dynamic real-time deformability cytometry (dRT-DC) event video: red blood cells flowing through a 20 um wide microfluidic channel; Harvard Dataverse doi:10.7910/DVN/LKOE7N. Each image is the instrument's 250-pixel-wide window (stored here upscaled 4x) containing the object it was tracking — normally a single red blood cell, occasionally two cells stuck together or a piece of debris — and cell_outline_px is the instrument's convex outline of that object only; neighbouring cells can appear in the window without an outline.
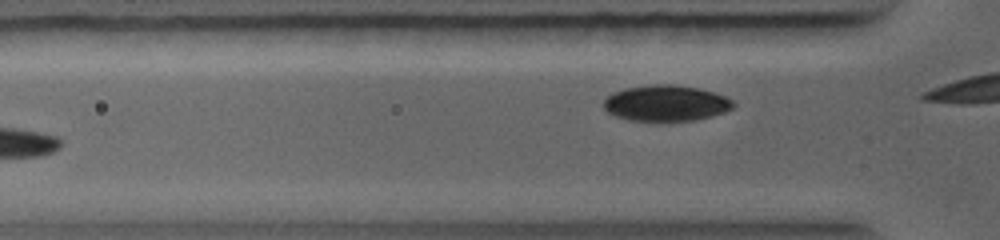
{"species": "common noctule bat (a hibernating species)", "species_latin": "Nyctalus noctula", "temperature_condition": "warm", "stored_images_in_passage": 3, "camera_frame_rate_fps": 5000, "um_per_image_px": 0.085, "animal": {"sex": "female", "body_mass_g": 19.0, "forearm_length_mm": 56.7}, "frame": {"image": 1, "passage_image": 2, "time_ms": 0.2, "image_size_px": [1000, 240], "cell_outline_px": [[736, 104], [732, 108], [724, 112], [712, 116], [692, 120], [628, 120], [616, 116], [608, 112], [604, 108], [604, 100], [612, 92], [624, 88], [652, 84], [672, 84], [696, 88], [712, 92], [724, 96], [732, 100]], "centroid_in_image_um": [56.59, 8.76], "position_along_channel_um": 69.2, "area_um2": 26.88}}